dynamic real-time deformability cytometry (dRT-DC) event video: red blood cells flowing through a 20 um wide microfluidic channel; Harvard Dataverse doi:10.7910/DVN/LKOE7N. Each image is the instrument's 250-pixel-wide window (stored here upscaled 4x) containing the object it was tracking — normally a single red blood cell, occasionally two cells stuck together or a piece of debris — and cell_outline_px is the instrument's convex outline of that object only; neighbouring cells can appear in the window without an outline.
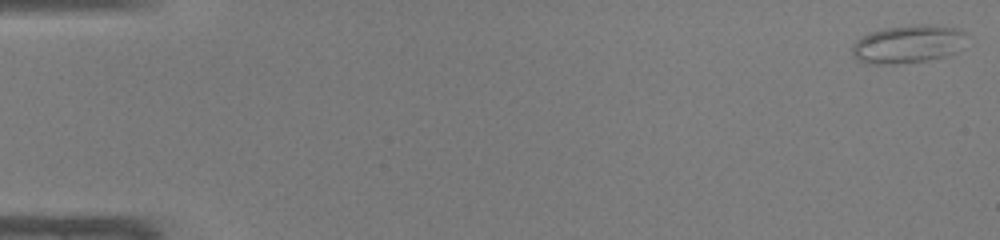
{"species": "common noctule bat (a hibernating species)", "species_latin": "Nyctalus noctula", "temperature_condition": "warm", "stored_images_in_passage": 48, "camera_frame_rate_fps": 3000, "um_per_image_px": 0.085, "animal": {"sex": "male", "body_mass_g": 19.0, "forearm_length_mm": 50.8}, "frame": {"image": 1, "passage_image": 1, "time_ms": 0.0, "image_size_px": [1000, 240], "cell_outline_px": [[968, 32], [956, 52], [944, 56], [928, 60], [896, 64], [868, 64], [856, 60], [852, 56], [852, 44], [856, 40], [868, 32], [884, 28], [920, 24], [932, 24], [960, 28]], "centroid_in_image_um": [77.14, 3.74], "position_along_channel_um": 7.9, "area_um2": 25.72}}
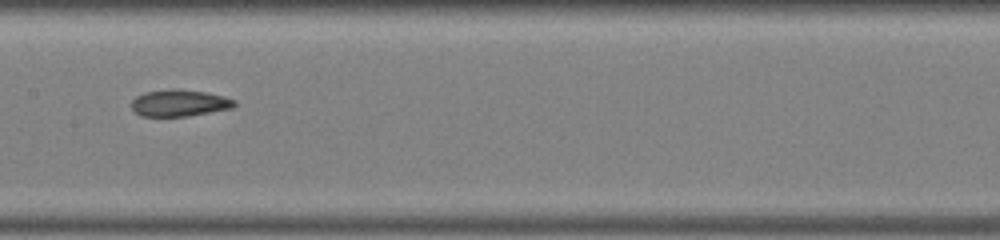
{"frame": {"image": 2, "passage_image": 25, "time_ms": 8.0, "image_size_px": [1000, 240], "cell_outline_px": [[236, 104], [232, 108], [188, 116], [140, 116], [132, 108], [132, 100], [136, 96], [144, 92], [172, 88], [180, 88], [204, 92], [224, 96], [236, 100]], "centroid_in_image_um": [15.25, 8.74], "position_along_channel_um": 192.2, "area_um2": 16.13}}
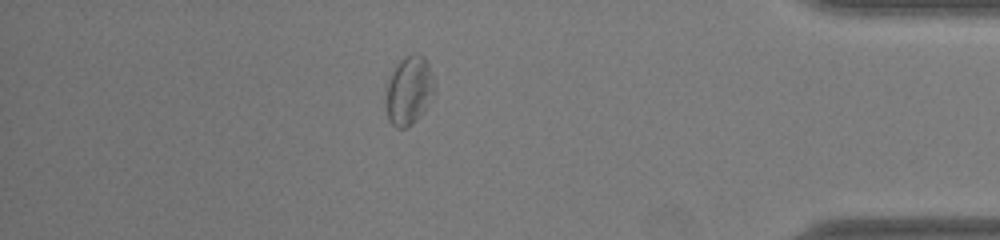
{"frame": {"image": 3, "passage_image": 42, "time_ms": 13.667, "image_size_px": [1000, 240], "cell_outline_px": [[436, 88], [432, 100], [424, 112], [408, 128], [396, 128], [388, 120], [384, 104], [384, 88], [396, 64], [404, 56], [412, 52], [416, 52], [424, 56], [428, 60], [436, 84]], "centroid_in_image_um": [34.76, 7.68], "position_along_channel_um": 400.4, "area_um2": 20.58}, "authors_computed_cell_mechanics": {"area_um2": 18.4382, "velocity_mm_per_s": 4.2619, "shape_relaxation_time_tau1_ms": null, "shape_relaxation_time_tau2_ms": 2.9854, "deformation_change_tau1": null, "deformation_change_tau2": 0.1042}}